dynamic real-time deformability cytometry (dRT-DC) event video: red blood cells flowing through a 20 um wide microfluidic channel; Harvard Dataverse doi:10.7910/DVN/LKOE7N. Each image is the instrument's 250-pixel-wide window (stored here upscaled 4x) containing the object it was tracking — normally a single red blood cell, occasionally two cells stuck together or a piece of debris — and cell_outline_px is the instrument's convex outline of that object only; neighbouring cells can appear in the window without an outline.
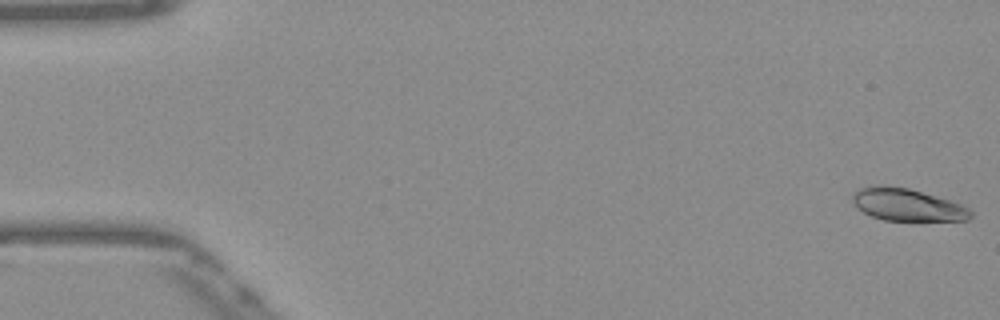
{"species": "Egyptian fruit bat (a non-hibernating species)", "species_latin": "Rousettus aegyptiacus", "temperature_condition": "warm", "stored_images_in_passage": 52, "camera_frame_rate_fps": 3000, "um_per_image_px": 0.085, "frame": {"image": 1, "passage_image": 1, "time_ms": 0.0, "image_size_px": [1000, 320], "cell_outline_px": [[972, 216], [968, 220], [884, 220], [872, 216], [856, 208], [852, 204], [852, 196], [860, 188], [876, 184], [880, 184], [908, 188], [948, 200], [960, 204], [968, 208], [972, 212]], "centroid_in_image_um": [77.06, 17.39], "position_along_channel_um": 7.9, "area_um2": 22.08}}
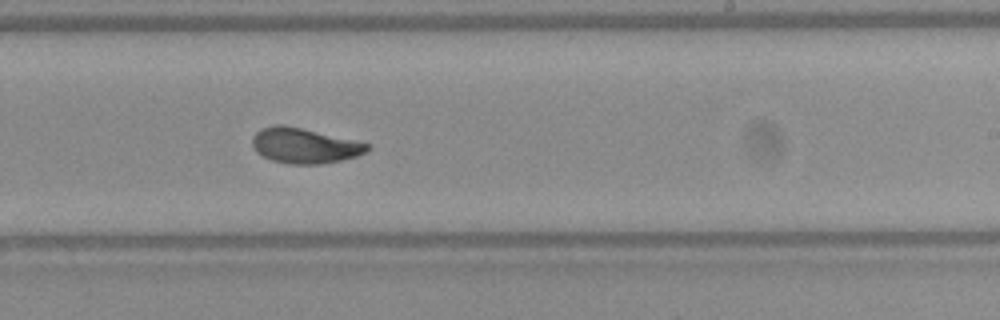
{"frame": {"image": 2, "passage_image": 32, "time_ms": 10.333, "image_size_px": [1000, 320], "cell_outline_px": [[372, 148], [356, 156], [340, 160], [320, 164], [292, 164], [272, 160], [256, 152], [252, 144], [252, 136], [260, 128], [276, 124], [284, 124], [372, 144]], "centroid_in_image_um": [25.87, 12.37], "position_along_channel_um": 263.1, "area_um2": 23.58}}
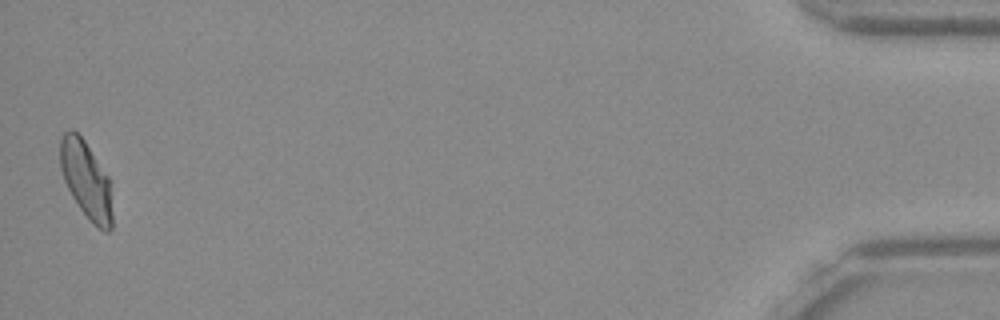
{"frame": {"image": 3, "passage_image": 52, "time_ms": 17.0, "image_size_px": [1000, 320], "cell_outline_px": [[112, 228], [108, 232], [104, 232], [92, 224], [80, 208], [72, 196], [64, 180], [60, 168], [60, 140], [64, 132], [68, 128], [72, 128], [84, 140], [108, 176], [112, 216]], "centroid_in_image_um": [7.31, 15.29], "position_along_channel_um": 427.9, "area_um2": 23.35}, "authors_computed_cell_mechanics": {"area_um2": 23.3512, "velocity_mm_per_s": 3.8596, "shape_relaxation_time_tau1_ms": 3.6665, "shape_relaxation_time_tau2_ms": 0.8768, "deformation_change_tau1": 0.1489, "deformation_change_tau2": 0.0559}}